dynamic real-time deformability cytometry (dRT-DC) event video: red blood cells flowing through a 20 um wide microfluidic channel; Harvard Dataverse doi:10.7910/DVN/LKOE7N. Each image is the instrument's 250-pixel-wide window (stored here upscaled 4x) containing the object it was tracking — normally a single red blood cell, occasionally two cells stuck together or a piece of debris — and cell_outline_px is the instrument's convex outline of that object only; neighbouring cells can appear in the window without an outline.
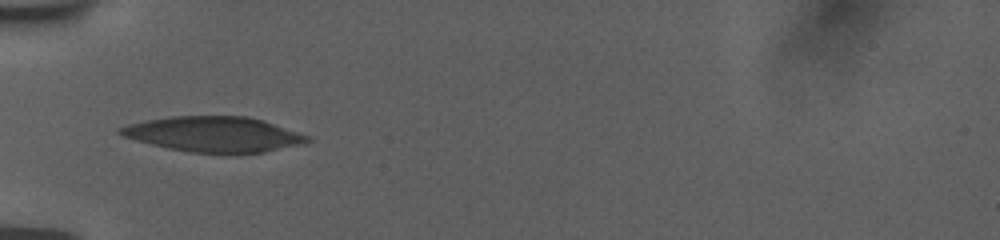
{"species": "human", "species_latin": "Homo sapiens", "temperature_condition": "room temperature", "stored_images_in_passage": 5, "camera_frame_rate_fps": 3000, "um_per_image_px": 0.085, "donor": {"sex": "female"}, "frame": {"image": 1, "passage_image": 1, "time_ms": 0.0, "image_size_px": [1000, 240], "cell_outline_px": [[312, 140], [304, 144], [264, 152], [188, 152], [168, 148], [136, 140], [124, 136], [116, 132], [116, 128], [128, 124], [148, 120], [172, 116], [248, 116], [264, 120], [312, 136]], "centroid_in_image_um": [18.22, 11.39], "position_along_channel_um": 66.8, "area_um2": 38.38}}
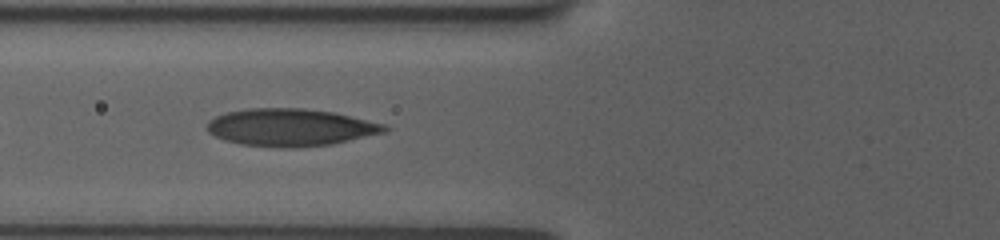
{"frame": {"image": 2, "passage_image": 2, "time_ms": 1.0, "image_size_px": [1000, 240], "cell_outline_px": [[392, 128], [388, 132], [332, 144], [292, 148], [288, 148], [240, 144], [224, 140], [208, 132], [208, 124], [216, 116], [224, 112], [244, 108], [304, 108], [332, 112], [352, 116], [388, 124]], "centroid_in_image_um": [24.77, 10.82], "position_along_channel_um": 101.0, "area_um2": 39.02}}
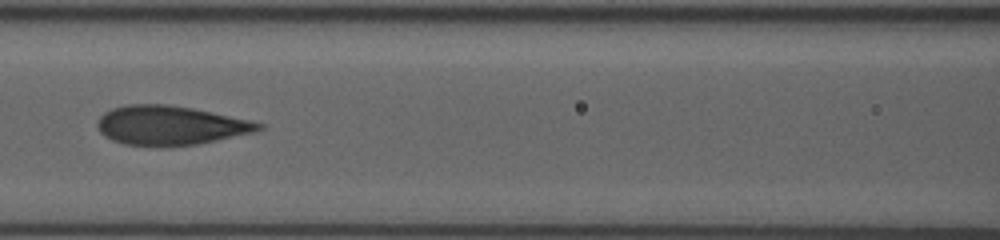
{"frame": {"image": 3, "passage_image": 4, "time_ms": 2.333, "image_size_px": [1000, 240], "cell_outline_px": [[264, 128], [256, 132], [196, 144], [124, 144], [112, 140], [104, 136], [100, 132], [96, 124], [100, 116], [104, 112], [112, 108], [128, 104], [168, 104], [192, 108], [252, 120], [264, 124]], "centroid_in_image_um": [14.49, 10.62], "position_along_channel_um": 152.1, "area_um2": 36.3}}